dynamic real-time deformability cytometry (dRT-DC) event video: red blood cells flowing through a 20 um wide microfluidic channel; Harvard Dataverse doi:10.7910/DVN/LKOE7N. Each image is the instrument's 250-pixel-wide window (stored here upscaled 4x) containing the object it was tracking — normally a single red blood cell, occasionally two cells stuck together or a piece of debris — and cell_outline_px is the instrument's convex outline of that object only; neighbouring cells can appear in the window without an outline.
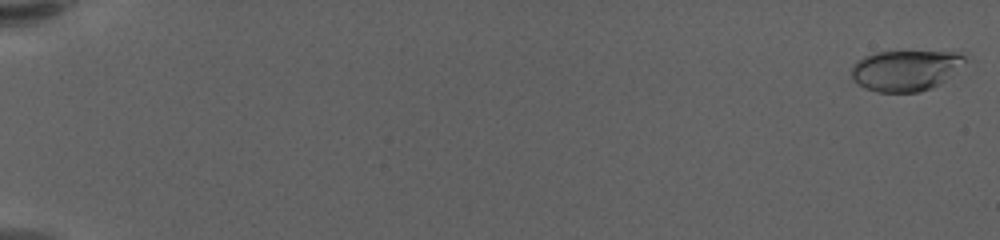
{"species": "human", "species_latin": "Homo sapiens", "temperature_condition": "warm", "stored_images_in_passage": 15, "camera_frame_rate_fps": 3000, "um_per_image_px": 0.085, "donor": {"sex": "female"}, "frame": {"image": 1, "passage_image": 1, "time_ms": 0.0, "image_size_px": [1000, 240], "cell_outline_px": [[968, 56], [940, 84], [932, 88], [920, 92], [876, 92], [864, 88], [852, 80], [852, 64], [856, 60], [864, 56], [876, 52], [968, 52]], "centroid_in_image_um": [76.92, 5.98], "position_along_channel_um": 8.1, "area_um2": 26.88}}